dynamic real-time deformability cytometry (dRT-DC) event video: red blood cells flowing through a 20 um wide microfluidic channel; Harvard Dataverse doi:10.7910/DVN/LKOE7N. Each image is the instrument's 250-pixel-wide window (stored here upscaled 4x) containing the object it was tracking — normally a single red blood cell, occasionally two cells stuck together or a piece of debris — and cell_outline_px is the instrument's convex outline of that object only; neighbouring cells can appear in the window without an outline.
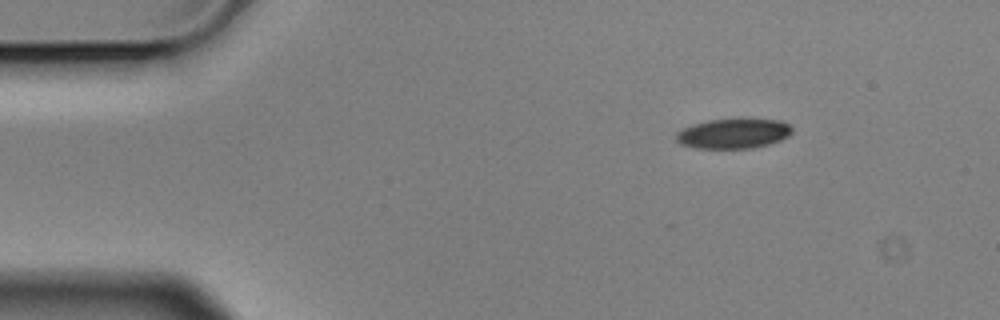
{"species": "Egyptian fruit bat (a non-hibernating species)", "species_latin": "Rousettus aegyptiacus", "temperature_condition": "cold", "stored_images_in_passage": 3, "camera_frame_rate_fps": 3000, "um_per_image_px": 0.085, "animal": {"sex": "male"}, "frame": {"image": 1, "passage_image": 1, "time_ms": 0.0, "image_size_px": [1000, 320], "cell_outline_px": [[792, 132], [788, 136], [780, 140], [768, 144], [752, 148], [696, 148], [680, 144], [676, 140], [676, 132], [692, 124], [708, 120], [740, 116], [780, 120], [788, 124], [792, 128]], "centroid_in_image_um": [62.35, 11.3], "position_along_channel_um": 22.6, "area_um2": 20.92}}